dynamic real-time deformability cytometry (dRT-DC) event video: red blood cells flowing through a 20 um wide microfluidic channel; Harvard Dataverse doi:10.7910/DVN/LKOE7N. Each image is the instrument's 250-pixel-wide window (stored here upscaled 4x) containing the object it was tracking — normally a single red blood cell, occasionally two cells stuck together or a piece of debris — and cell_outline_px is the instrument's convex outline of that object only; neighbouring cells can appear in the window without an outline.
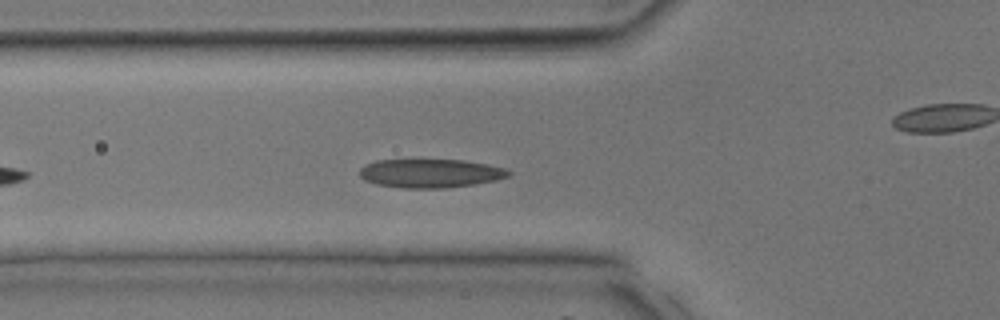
{"species": "common noctule bat (a hibernating species)", "species_latin": "Nyctalus noctula", "temperature_condition": "room temperature", "stored_images_in_passage": 28, "camera_frame_rate_fps": 3000, "um_per_image_px": 0.085, "animal": {"sex": "male", "body_mass_g": 17.9, "forearm_length_mm": 54.2}, "frame": {"image": 1, "passage_image": 5, "time_ms": 1.333, "image_size_px": [1000, 320], "cell_outline_px": [[512, 172], [508, 176], [496, 180], [472, 184], [444, 188], [404, 188], [376, 184], [364, 180], [360, 176], [360, 168], [364, 164], [376, 160], [416, 156], [464, 160], [504, 168]], "centroid_in_image_um": [36.49, 14.67], "position_along_channel_um": 89.3, "area_um2": 26.01}}
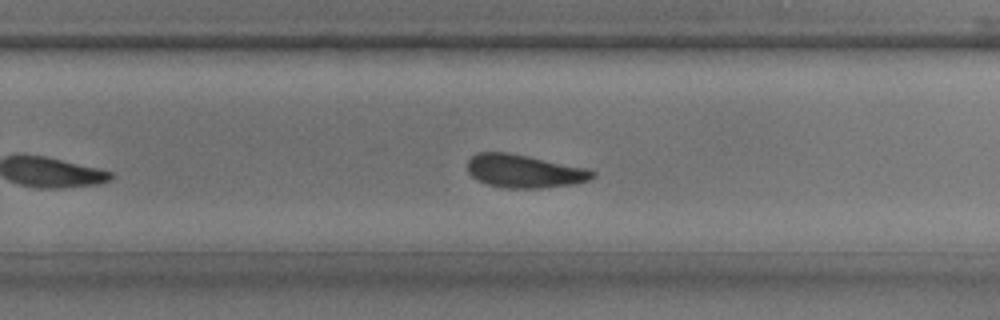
{"frame": {"image": 2, "passage_image": 16, "time_ms": 5.0, "image_size_px": [1000, 320], "cell_outline_px": [[596, 176], [588, 180], [576, 184], [540, 188], [504, 188], [488, 184], [476, 180], [468, 172], [468, 160], [472, 156], [480, 152], [508, 152], [588, 168], [596, 172]], "centroid_in_image_um": [44.58, 14.55], "position_along_channel_um": 285.2, "area_um2": 24.28}}